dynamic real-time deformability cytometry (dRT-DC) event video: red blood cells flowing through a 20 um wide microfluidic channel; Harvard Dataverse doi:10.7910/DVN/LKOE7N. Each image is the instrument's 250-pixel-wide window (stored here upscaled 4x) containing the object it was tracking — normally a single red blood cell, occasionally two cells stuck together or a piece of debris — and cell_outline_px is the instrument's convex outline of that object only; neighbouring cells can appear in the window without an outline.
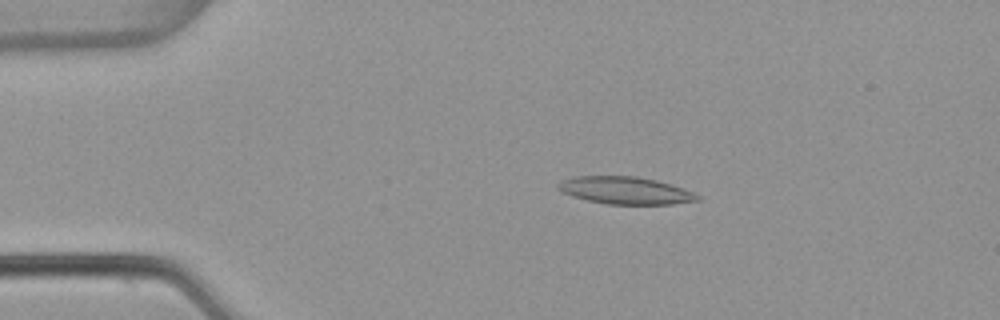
{"species": "common noctule bat (a hibernating species)", "species_latin": "Nyctalus noctula", "temperature_condition": "warm", "stored_images_in_passage": 4, "camera_frame_rate_fps": 3000, "um_per_image_px": 0.085, "animal": {"sex": "female", "body_mass_g": 22.7, "forearm_length_mm": 54.2}, "frame": {"image": 1, "passage_image": 2, "time_ms": 0.333, "image_size_px": [1000, 320], "cell_outline_px": [[700, 200], [672, 204], [608, 204], [588, 200], [572, 196], [556, 188], [556, 184], [560, 180], [572, 176], [636, 176], [656, 180], [684, 188], [700, 196]], "centroid_in_image_um": [53.13, 16.18], "position_along_channel_um": 31.9, "area_um2": 22.25}}
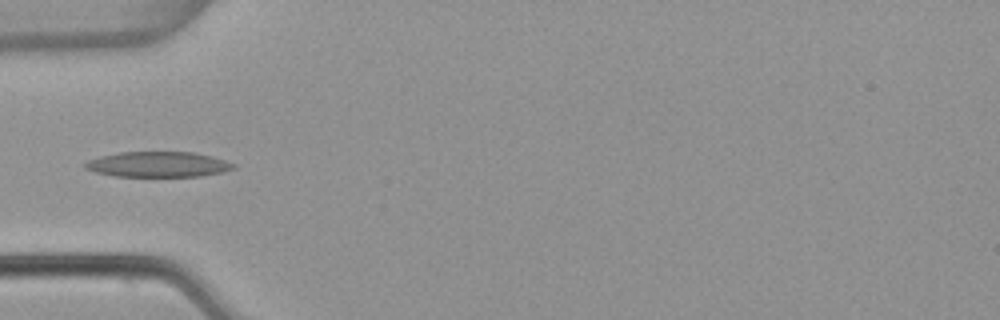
{"frame": {"image": 2, "passage_image": 4, "time_ms": 1.0, "image_size_px": [1000, 320], "cell_outline_px": [[236, 168], [220, 172], [200, 176], [116, 176], [96, 172], [84, 168], [84, 164], [88, 160], [100, 156], [120, 152], [192, 152], [212, 156], [236, 164]], "centroid_in_image_um": [13.43, 13.97], "position_along_channel_um": 71.6, "area_um2": 21.79}}